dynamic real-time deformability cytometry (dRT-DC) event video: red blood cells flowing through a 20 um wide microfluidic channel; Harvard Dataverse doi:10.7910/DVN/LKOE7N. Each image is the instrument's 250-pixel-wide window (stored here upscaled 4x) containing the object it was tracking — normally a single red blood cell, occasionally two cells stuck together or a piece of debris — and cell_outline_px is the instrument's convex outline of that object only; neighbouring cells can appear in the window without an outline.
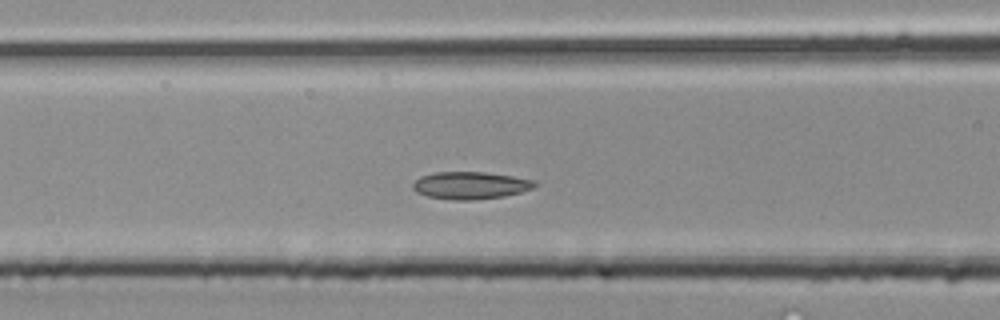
{"species": "common noctule bat (a hibernating species)", "species_latin": "Nyctalus noctula", "temperature_condition": "room temperature", "stored_images_in_passage": 26, "camera_frame_rate_fps": 3000, "um_per_image_px": 0.085, "animal": {"sex": "male", "body_mass_g": 20.4}, "frame": {"image": 1, "passage_image": 13, "time_ms": 4.0, "image_size_px": [1000, 320], "cell_outline_px": [[536, 184], [532, 188], [520, 192], [504, 196], [472, 200], [452, 200], [428, 196], [416, 192], [412, 188], [412, 184], [420, 176], [436, 172], [484, 172], [512, 176], [536, 180]], "centroid_in_image_um": [39.96, 15.75], "position_along_channel_um": 126.6, "area_um2": 19.36}}
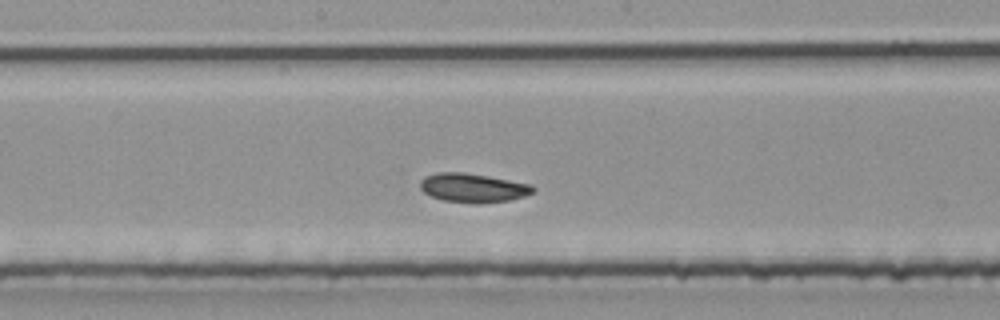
{"frame": {"image": 2, "passage_image": 18, "time_ms": 5.667, "image_size_px": [1000, 320], "cell_outline_px": [[536, 192], [524, 196], [508, 200], [444, 200], [432, 196], [424, 192], [420, 188], [420, 180], [424, 176], [436, 172], [460, 172], [488, 176], [532, 184], [536, 188]], "centroid_in_image_um": [40.2, 15.9], "position_along_channel_um": 208.0, "area_um2": 18.21}}
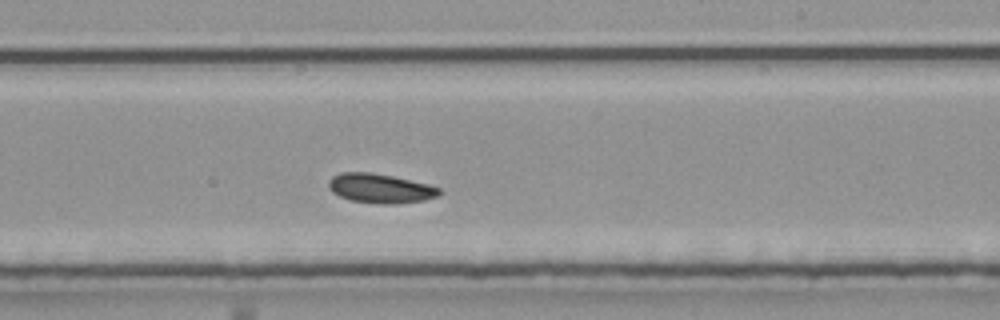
{"frame": {"image": 3, "passage_image": 21, "time_ms": 6.667, "image_size_px": [1000, 320], "cell_outline_px": [[440, 192], [436, 196], [424, 200], [400, 204], [380, 204], [352, 200], [340, 196], [332, 192], [328, 188], [328, 180], [332, 176], [340, 172], [368, 172], [392, 176], [428, 184], [440, 188]], "centroid_in_image_um": [32.29, 16.01], "position_along_channel_um": 256.7, "area_um2": 18.9}}